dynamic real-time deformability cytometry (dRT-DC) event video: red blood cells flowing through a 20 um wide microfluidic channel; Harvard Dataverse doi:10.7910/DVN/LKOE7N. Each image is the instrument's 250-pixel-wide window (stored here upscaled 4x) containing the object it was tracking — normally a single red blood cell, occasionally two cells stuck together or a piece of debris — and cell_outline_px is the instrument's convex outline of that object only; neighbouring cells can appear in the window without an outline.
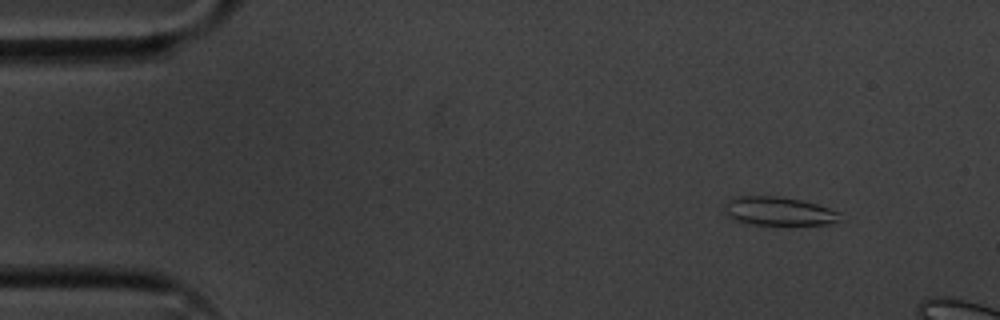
{"species": "common noctule bat (a hibernating species)", "species_latin": "Nyctalus noctula", "temperature_condition": "cold", "stored_images_in_passage": 13, "camera_frame_rate_fps": 3000, "um_per_image_px": 0.085, "animal": {"sex": "male", "body_mass_g": 20.1, "forearm_length_mm": 53.5}, "frame": {"image": 1, "passage_image": 6, "time_ms": 1.667, "image_size_px": [1000, 320], "cell_outline_px": [[840, 212], [836, 220], [828, 224], [752, 224], [736, 220], [728, 216], [724, 212], [724, 204], [732, 196], [776, 196], [800, 200], [816, 204]], "centroid_in_image_um": [66.09, 17.93], "position_along_channel_um": 18.9, "area_um2": 18.9}}